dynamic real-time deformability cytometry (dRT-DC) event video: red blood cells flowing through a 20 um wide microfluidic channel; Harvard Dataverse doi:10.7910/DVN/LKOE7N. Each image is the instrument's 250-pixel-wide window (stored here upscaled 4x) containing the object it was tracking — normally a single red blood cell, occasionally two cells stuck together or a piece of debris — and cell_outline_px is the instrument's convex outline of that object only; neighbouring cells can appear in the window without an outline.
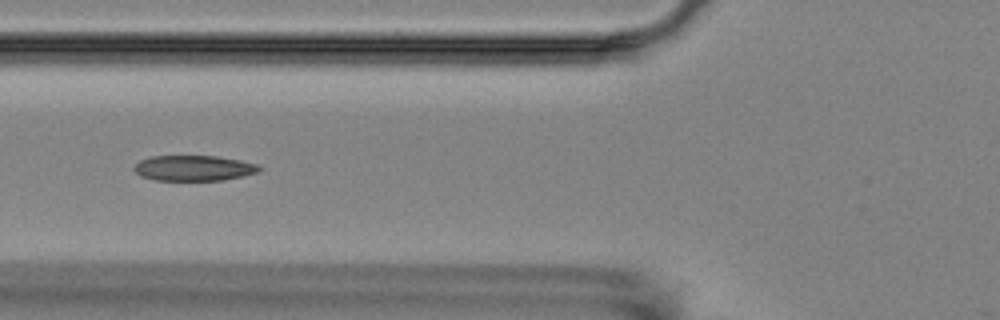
{"species": "Egyptian fruit bat (a non-hibernating species)", "species_latin": "Rousettus aegyptiacus", "temperature_condition": "room temperature", "stored_images_in_passage": 5, "camera_frame_rate_fps": 3000, "um_per_image_px": 0.085, "animal": {"sex": "female"}, "frame": {"image": 1, "passage_image": 4, "time_ms": 4.333, "image_size_px": [1000, 320], "cell_outline_px": [[260, 172], [224, 180], [156, 180], [140, 176], [132, 168], [140, 160], [152, 156], [216, 156], [240, 160], [256, 164], [260, 168]], "centroid_in_image_um": [16.46, 14.29], "position_along_channel_um": 109.3, "area_um2": 18.5}}